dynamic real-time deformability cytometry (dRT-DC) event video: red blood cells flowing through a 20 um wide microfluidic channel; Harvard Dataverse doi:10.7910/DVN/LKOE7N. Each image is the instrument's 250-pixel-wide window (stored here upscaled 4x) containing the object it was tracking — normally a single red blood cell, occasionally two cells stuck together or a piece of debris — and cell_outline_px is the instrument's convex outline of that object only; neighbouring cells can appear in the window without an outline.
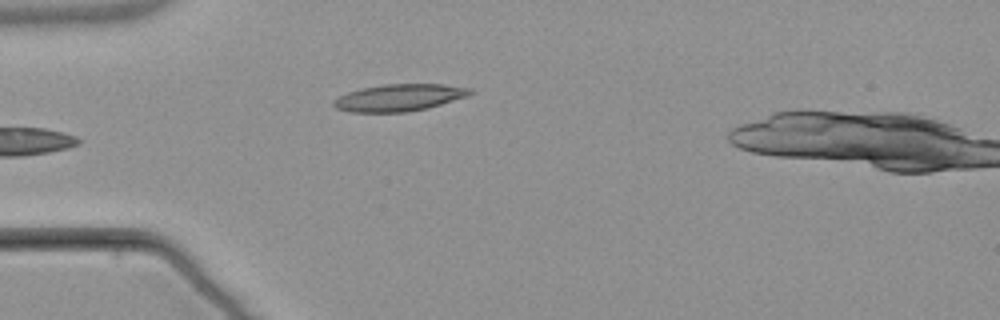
{"species": "common noctule bat (a hibernating species)", "species_latin": "Nyctalus noctula", "temperature_condition": "warm", "stored_images_in_passage": 6, "camera_frame_rate_fps": 3000, "um_per_image_px": 0.085, "animal": {"sex": "male", "body_mass_g": 21.5, "forearm_length_mm": 52.0}, "frame": {"image": 1, "passage_image": 5, "time_ms": 4.667, "image_size_px": [1000, 320], "cell_outline_px": [[472, 92], [468, 96], [428, 108], [408, 112], [352, 112], [336, 108], [332, 104], [332, 100], [348, 92], [360, 88], [384, 84], [444, 84], [472, 88]], "centroid_in_image_um": [33.93, 8.29], "position_along_channel_um": 51.1, "area_um2": 21.56}}